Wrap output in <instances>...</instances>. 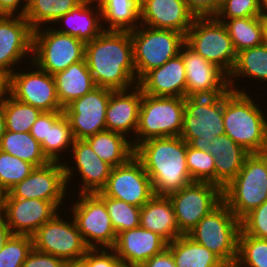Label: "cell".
I'll list each match as a JSON object with an SVG mask.
<instances>
[{
  "instance_id": "cell-1",
  "label": "cell",
  "mask_w": 267,
  "mask_h": 267,
  "mask_svg": "<svg viewBox=\"0 0 267 267\" xmlns=\"http://www.w3.org/2000/svg\"><path fill=\"white\" fill-rule=\"evenodd\" d=\"M85 60L98 87L116 91L137 85L130 31L104 30L86 43Z\"/></svg>"
},
{
  "instance_id": "cell-2",
  "label": "cell",
  "mask_w": 267,
  "mask_h": 267,
  "mask_svg": "<svg viewBox=\"0 0 267 267\" xmlns=\"http://www.w3.org/2000/svg\"><path fill=\"white\" fill-rule=\"evenodd\" d=\"M187 142L180 136L147 139L135 147L155 195H168L194 182L186 163Z\"/></svg>"
},
{
  "instance_id": "cell-3",
  "label": "cell",
  "mask_w": 267,
  "mask_h": 267,
  "mask_svg": "<svg viewBox=\"0 0 267 267\" xmlns=\"http://www.w3.org/2000/svg\"><path fill=\"white\" fill-rule=\"evenodd\" d=\"M247 92L223 94L225 134L249 153L267 152V115Z\"/></svg>"
},
{
  "instance_id": "cell-4",
  "label": "cell",
  "mask_w": 267,
  "mask_h": 267,
  "mask_svg": "<svg viewBox=\"0 0 267 267\" xmlns=\"http://www.w3.org/2000/svg\"><path fill=\"white\" fill-rule=\"evenodd\" d=\"M223 202L241 220L267 200V152L249 153L236 177L222 189Z\"/></svg>"
},
{
  "instance_id": "cell-5",
  "label": "cell",
  "mask_w": 267,
  "mask_h": 267,
  "mask_svg": "<svg viewBox=\"0 0 267 267\" xmlns=\"http://www.w3.org/2000/svg\"><path fill=\"white\" fill-rule=\"evenodd\" d=\"M240 231L241 220L222 201L187 235L217 255L228 267H234Z\"/></svg>"
},
{
  "instance_id": "cell-6",
  "label": "cell",
  "mask_w": 267,
  "mask_h": 267,
  "mask_svg": "<svg viewBox=\"0 0 267 267\" xmlns=\"http://www.w3.org/2000/svg\"><path fill=\"white\" fill-rule=\"evenodd\" d=\"M225 134L223 94L185 97L180 137L192 148L206 150L213 140Z\"/></svg>"
},
{
  "instance_id": "cell-7",
  "label": "cell",
  "mask_w": 267,
  "mask_h": 267,
  "mask_svg": "<svg viewBox=\"0 0 267 267\" xmlns=\"http://www.w3.org/2000/svg\"><path fill=\"white\" fill-rule=\"evenodd\" d=\"M184 110V97L142 93L136 137L131 139L133 147L151 138L180 136Z\"/></svg>"
},
{
  "instance_id": "cell-8",
  "label": "cell",
  "mask_w": 267,
  "mask_h": 267,
  "mask_svg": "<svg viewBox=\"0 0 267 267\" xmlns=\"http://www.w3.org/2000/svg\"><path fill=\"white\" fill-rule=\"evenodd\" d=\"M139 25L130 31L137 82L147 72L179 55L185 44V35L182 33Z\"/></svg>"
},
{
  "instance_id": "cell-9",
  "label": "cell",
  "mask_w": 267,
  "mask_h": 267,
  "mask_svg": "<svg viewBox=\"0 0 267 267\" xmlns=\"http://www.w3.org/2000/svg\"><path fill=\"white\" fill-rule=\"evenodd\" d=\"M185 43L227 75L233 70L237 53L226 26L215 17H195Z\"/></svg>"
},
{
  "instance_id": "cell-10",
  "label": "cell",
  "mask_w": 267,
  "mask_h": 267,
  "mask_svg": "<svg viewBox=\"0 0 267 267\" xmlns=\"http://www.w3.org/2000/svg\"><path fill=\"white\" fill-rule=\"evenodd\" d=\"M33 31L31 61L40 69L55 75L71 64L85 60L86 43L55 28Z\"/></svg>"
},
{
  "instance_id": "cell-11",
  "label": "cell",
  "mask_w": 267,
  "mask_h": 267,
  "mask_svg": "<svg viewBox=\"0 0 267 267\" xmlns=\"http://www.w3.org/2000/svg\"><path fill=\"white\" fill-rule=\"evenodd\" d=\"M73 168L74 166L71 168L65 161L49 162L44 166L35 167L28 177L9 189L4 198L51 201L60 210L59 206L63 205L68 192L66 186L71 183L69 181L75 171Z\"/></svg>"
},
{
  "instance_id": "cell-12",
  "label": "cell",
  "mask_w": 267,
  "mask_h": 267,
  "mask_svg": "<svg viewBox=\"0 0 267 267\" xmlns=\"http://www.w3.org/2000/svg\"><path fill=\"white\" fill-rule=\"evenodd\" d=\"M172 203L179 231L187 235L222 201V188L211 182L194 181L167 195Z\"/></svg>"
},
{
  "instance_id": "cell-13",
  "label": "cell",
  "mask_w": 267,
  "mask_h": 267,
  "mask_svg": "<svg viewBox=\"0 0 267 267\" xmlns=\"http://www.w3.org/2000/svg\"><path fill=\"white\" fill-rule=\"evenodd\" d=\"M78 195V201H75L70 208L84 242L90 249L113 248L117 234L105 203L95 193H78Z\"/></svg>"
},
{
  "instance_id": "cell-14",
  "label": "cell",
  "mask_w": 267,
  "mask_h": 267,
  "mask_svg": "<svg viewBox=\"0 0 267 267\" xmlns=\"http://www.w3.org/2000/svg\"><path fill=\"white\" fill-rule=\"evenodd\" d=\"M60 214L43 224L33 235V247L64 261L79 260L90 249L74 219L67 222Z\"/></svg>"
},
{
  "instance_id": "cell-15",
  "label": "cell",
  "mask_w": 267,
  "mask_h": 267,
  "mask_svg": "<svg viewBox=\"0 0 267 267\" xmlns=\"http://www.w3.org/2000/svg\"><path fill=\"white\" fill-rule=\"evenodd\" d=\"M100 192L140 208L155 195L151 179L135 156L111 169L107 183Z\"/></svg>"
},
{
  "instance_id": "cell-16",
  "label": "cell",
  "mask_w": 267,
  "mask_h": 267,
  "mask_svg": "<svg viewBox=\"0 0 267 267\" xmlns=\"http://www.w3.org/2000/svg\"><path fill=\"white\" fill-rule=\"evenodd\" d=\"M30 62L36 67L34 71L11 74L10 95L41 112L64 111L59 103L54 75Z\"/></svg>"
},
{
  "instance_id": "cell-17",
  "label": "cell",
  "mask_w": 267,
  "mask_h": 267,
  "mask_svg": "<svg viewBox=\"0 0 267 267\" xmlns=\"http://www.w3.org/2000/svg\"><path fill=\"white\" fill-rule=\"evenodd\" d=\"M111 90L96 86L65 109L74 139H86L106 130V109Z\"/></svg>"
},
{
  "instance_id": "cell-18",
  "label": "cell",
  "mask_w": 267,
  "mask_h": 267,
  "mask_svg": "<svg viewBox=\"0 0 267 267\" xmlns=\"http://www.w3.org/2000/svg\"><path fill=\"white\" fill-rule=\"evenodd\" d=\"M180 55L186 71L185 97L215 96L230 90L228 75L186 43L181 47Z\"/></svg>"
},
{
  "instance_id": "cell-19",
  "label": "cell",
  "mask_w": 267,
  "mask_h": 267,
  "mask_svg": "<svg viewBox=\"0 0 267 267\" xmlns=\"http://www.w3.org/2000/svg\"><path fill=\"white\" fill-rule=\"evenodd\" d=\"M58 211L59 209L51 201L4 198L1 212L12 234L32 236Z\"/></svg>"
},
{
  "instance_id": "cell-20",
  "label": "cell",
  "mask_w": 267,
  "mask_h": 267,
  "mask_svg": "<svg viewBox=\"0 0 267 267\" xmlns=\"http://www.w3.org/2000/svg\"><path fill=\"white\" fill-rule=\"evenodd\" d=\"M32 46L33 29L24 16L0 15L1 69L12 74L16 70L13 67L18 66L21 59H26V55L32 56Z\"/></svg>"
},
{
  "instance_id": "cell-21",
  "label": "cell",
  "mask_w": 267,
  "mask_h": 267,
  "mask_svg": "<svg viewBox=\"0 0 267 267\" xmlns=\"http://www.w3.org/2000/svg\"><path fill=\"white\" fill-rule=\"evenodd\" d=\"M195 16L185 0H140V24L186 36Z\"/></svg>"
},
{
  "instance_id": "cell-22",
  "label": "cell",
  "mask_w": 267,
  "mask_h": 267,
  "mask_svg": "<svg viewBox=\"0 0 267 267\" xmlns=\"http://www.w3.org/2000/svg\"><path fill=\"white\" fill-rule=\"evenodd\" d=\"M165 248L167 242L162 237L139 226L120 232L112 249L124 267H140Z\"/></svg>"
},
{
  "instance_id": "cell-23",
  "label": "cell",
  "mask_w": 267,
  "mask_h": 267,
  "mask_svg": "<svg viewBox=\"0 0 267 267\" xmlns=\"http://www.w3.org/2000/svg\"><path fill=\"white\" fill-rule=\"evenodd\" d=\"M142 93L150 96L184 97L186 71L179 54L162 66L147 72L138 82Z\"/></svg>"
},
{
  "instance_id": "cell-24",
  "label": "cell",
  "mask_w": 267,
  "mask_h": 267,
  "mask_svg": "<svg viewBox=\"0 0 267 267\" xmlns=\"http://www.w3.org/2000/svg\"><path fill=\"white\" fill-rule=\"evenodd\" d=\"M141 100L142 90L138 85L134 86L132 90H111L106 109V130L117 132L124 136L131 132L135 135Z\"/></svg>"
},
{
  "instance_id": "cell-25",
  "label": "cell",
  "mask_w": 267,
  "mask_h": 267,
  "mask_svg": "<svg viewBox=\"0 0 267 267\" xmlns=\"http://www.w3.org/2000/svg\"><path fill=\"white\" fill-rule=\"evenodd\" d=\"M76 172L83 182L78 193H97L106 185L112 167L101 160L84 139H75L71 147Z\"/></svg>"
},
{
  "instance_id": "cell-26",
  "label": "cell",
  "mask_w": 267,
  "mask_h": 267,
  "mask_svg": "<svg viewBox=\"0 0 267 267\" xmlns=\"http://www.w3.org/2000/svg\"><path fill=\"white\" fill-rule=\"evenodd\" d=\"M100 21L102 22V14L98 2L96 0H83L78 6L56 21L57 24L64 22L68 27L65 25V28L61 26L62 29H55L87 43L104 31L105 24Z\"/></svg>"
},
{
  "instance_id": "cell-27",
  "label": "cell",
  "mask_w": 267,
  "mask_h": 267,
  "mask_svg": "<svg viewBox=\"0 0 267 267\" xmlns=\"http://www.w3.org/2000/svg\"><path fill=\"white\" fill-rule=\"evenodd\" d=\"M140 227L158 234L167 243L183 235L177 226L172 203L166 195H154L141 207Z\"/></svg>"
},
{
  "instance_id": "cell-28",
  "label": "cell",
  "mask_w": 267,
  "mask_h": 267,
  "mask_svg": "<svg viewBox=\"0 0 267 267\" xmlns=\"http://www.w3.org/2000/svg\"><path fill=\"white\" fill-rule=\"evenodd\" d=\"M205 151L214 156L215 184L222 189L236 177L249 154L226 134L215 138Z\"/></svg>"
},
{
  "instance_id": "cell-29",
  "label": "cell",
  "mask_w": 267,
  "mask_h": 267,
  "mask_svg": "<svg viewBox=\"0 0 267 267\" xmlns=\"http://www.w3.org/2000/svg\"><path fill=\"white\" fill-rule=\"evenodd\" d=\"M59 103L65 109L70 103L96 87L86 60L71 64L54 75Z\"/></svg>"
},
{
  "instance_id": "cell-30",
  "label": "cell",
  "mask_w": 267,
  "mask_h": 267,
  "mask_svg": "<svg viewBox=\"0 0 267 267\" xmlns=\"http://www.w3.org/2000/svg\"><path fill=\"white\" fill-rule=\"evenodd\" d=\"M84 140L99 158L112 168L127 163L135 153L132 141L117 132L103 130Z\"/></svg>"
},
{
  "instance_id": "cell-31",
  "label": "cell",
  "mask_w": 267,
  "mask_h": 267,
  "mask_svg": "<svg viewBox=\"0 0 267 267\" xmlns=\"http://www.w3.org/2000/svg\"><path fill=\"white\" fill-rule=\"evenodd\" d=\"M176 267H228L217 255L188 235H181L167 243Z\"/></svg>"
},
{
  "instance_id": "cell-32",
  "label": "cell",
  "mask_w": 267,
  "mask_h": 267,
  "mask_svg": "<svg viewBox=\"0 0 267 267\" xmlns=\"http://www.w3.org/2000/svg\"><path fill=\"white\" fill-rule=\"evenodd\" d=\"M96 1L101 9L102 22L108 24L104 30L132 31L139 26L140 0Z\"/></svg>"
},
{
  "instance_id": "cell-33",
  "label": "cell",
  "mask_w": 267,
  "mask_h": 267,
  "mask_svg": "<svg viewBox=\"0 0 267 267\" xmlns=\"http://www.w3.org/2000/svg\"><path fill=\"white\" fill-rule=\"evenodd\" d=\"M247 77L253 80L267 81V44L248 48L237 53L236 62L233 70L228 75L229 88L236 92H246L240 88L234 87L235 78ZM233 78V79H232ZM253 78V79H252ZM235 80V81H234ZM235 82V83H234Z\"/></svg>"
},
{
  "instance_id": "cell-34",
  "label": "cell",
  "mask_w": 267,
  "mask_h": 267,
  "mask_svg": "<svg viewBox=\"0 0 267 267\" xmlns=\"http://www.w3.org/2000/svg\"><path fill=\"white\" fill-rule=\"evenodd\" d=\"M71 125L64 111L48 112L47 139L41 143L44 155L50 162L61 161V152L68 151L74 142ZM64 150V151H63Z\"/></svg>"
},
{
  "instance_id": "cell-35",
  "label": "cell",
  "mask_w": 267,
  "mask_h": 267,
  "mask_svg": "<svg viewBox=\"0 0 267 267\" xmlns=\"http://www.w3.org/2000/svg\"><path fill=\"white\" fill-rule=\"evenodd\" d=\"M0 150L27 161L35 167H41L50 162L44 155L41 144L30 132L6 130L1 138Z\"/></svg>"
},
{
  "instance_id": "cell-36",
  "label": "cell",
  "mask_w": 267,
  "mask_h": 267,
  "mask_svg": "<svg viewBox=\"0 0 267 267\" xmlns=\"http://www.w3.org/2000/svg\"><path fill=\"white\" fill-rule=\"evenodd\" d=\"M83 0H28L25 19L34 30L45 24L55 23ZM44 24V25H43Z\"/></svg>"
},
{
  "instance_id": "cell-37",
  "label": "cell",
  "mask_w": 267,
  "mask_h": 267,
  "mask_svg": "<svg viewBox=\"0 0 267 267\" xmlns=\"http://www.w3.org/2000/svg\"><path fill=\"white\" fill-rule=\"evenodd\" d=\"M219 21L226 26L236 53L264 43L261 16Z\"/></svg>"
},
{
  "instance_id": "cell-38",
  "label": "cell",
  "mask_w": 267,
  "mask_h": 267,
  "mask_svg": "<svg viewBox=\"0 0 267 267\" xmlns=\"http://www.w3.org/2000/svg\"><path fill=\"white\" fill-rule=\"evenodd\" d=\"M5 115L6 130L13 132H30L32 125L41 111L31 105L22 103L11 95L1 103Z\"/></svg>"
},
{
  "instance_id": "cell-39",
  "label": "cell",
  "mask_w": 267,
  "mask_h": 267,
  "mask_svg": "<svg viewBox=\"0 0 267 267\" xmlns=\"http://www.w3.org/2000/svg\"><path fill=\"white\" fill-rule=\"evenodd\" d=\"M95 194L105 203L112 226L117 235L125 230L140 226V207L104 196L101 192Z\"/></svg>"
},
{
  "instance_id": "cell-40",
  "label": "cell",
  "mask_w": 267,
  "mask_h": 267,
  "mask_svg": "<svg viewBox=\"0 0 267 267\" xmlns=\"http://www.w3.org/2000/svg\"><path fill=\"white\" fill-rule=\"evenodd\" d=\"M234 267H267V239L246 235L241 230Z\"/></svg>"
},
{
  "instance_id": "cell-41",
  "label": "cell",
  "mask_w": 267,
  "mask_h": 267,
  "mask_svg": "<svg viewBox=\"0 0 267 267\" xmlns=\"http://www.w3.org/2000/svg\"><path fill=\"white\" fill-rule=\"evenodd\" d=\"M34 169L33 164L0 150V187L5 192L28 177Z\"/></svg>"
},
{
  "instance_id": "cell-42",
  "label": "cell",
  "mask_w": 267,
  "mask_h": 267,
  "mask_svg": "<svg viewBox=\"0 0 267 267\" xmlns=\"http://www.w3.org/2000/svg\"><path fill=\"white\" fill-rule=\"evenodd\" d=\"M215 159L204 150L192 148L187 143L186 163L193 181L211 182L215 184Z\"/></svg>"
},
{
  "instance_id": "cell-43",
  "label": "cell",
  "mask_w": 267,
  "mask_h": 267,
  "mask_svg": "<svg viewBox=\"0 0 267 267\" xmlns=\"http://www.w3.org/2000/svg\"><path fill=\"white\" fill-rule=\"evenodd\" d=\"M32 248V236L12 234L0 251V267H22Z\"/></svg>"
},
{
  "instance_id": "cell-44",
  "label": "cell",
  "mask_w": 267,
  "mask_h": 267,
  "mask_svg": "<svg viewBox=\"0 0 267 267\" xmlns=\"http://www.w3.org/2000/svg\"><path fill=\"white\" fill-rule=\"evenodd\" d=\"M261 16L260 0H221L217 20Z\"/></svg>"
},
{
  "instance_id": "cell-45",
  "label": "cell",
  "mask_w": 267,
  "mask_h": 267,
  "mask_svg": "<svg viewBox=\"0 0 267 267\" xmlns=\"http://www.w3.org/2000/svg\"><path fill=\"white\" fill-rule=\"evenodd\" d=\"M241 230L246 235L267 239V200L241 219Z\"/></svg>"
},
{
  "instance_id": "cell-46",
  "label": "cell",
  "mask_w": 267,
  "mask_h": 267,
  "mask_svg": "<svg viewBox=\"0 0 267 267\" xmlns=\"http://www.w3.org/2000/svg\"><path fill=\"white\" fill-rule=\"evenodd\" d=\"M81 260L86 267H124L112 248L89 249Z\"/></svg>"
},
{
  "instance_id": "cell-47",
  "label": "cell",
  "mask_w": 267,
  "mask_h": 267,
  "mask_svg": "<svg viewBox=\"0 0 267 267\" xmlns=\"http://www.w3.org/2000/svg\"><path fill=\"white\" fill-rule=\"evenodd\" d=\"M64 262L61 258L41 252L33 247L22 267H63Z\"/></svg>"
},
{
  "instance_id": "cell-48",
  "label": "cell",
  "mask_w": 267,
  "mask_h": 267,
  "mask_svg": "<svg viewBox=\"0 0 267 267\" xmlns=\"http://www.w3.org/2000/svg\"><path fill=\"white\" fill-rule=\"evenodd\" d=\"M189 11L195 17H214L221 0H185Z\"/></svg>"
},
{
  "instance_id": "cell-49",
  "label": "cell",
  "mask_w": 267,
  "mask_h": 267,
  "mask_svg": "<svg viewBox=\"0 0 267 267\" xmlns=\"http://www.w3.org/2000/svg\"><path fill=\"white\" fill-rule=\"evenodd\" d=\"M140 267H176L174 257L168 248L149 258Z\"/></svg>"
},
{
  "instance_id": "cell-50",
  "label": "cell",
  "mask_w": 267,
  "mask_h": 267,
  "mask_svg": "<svg viewBox=\"0 0 267 267\" xmlns=\"http://www.w3.org/2000/svg\"><path fill=\"white\" fill-rule=\"evenodd\" d=\"M24 2L25 4L22 5ZM27 5L28 0H0V15L15 16L16 11L21 7L16 15L24 16Z\"/></svg>"
},
{
  "instance_id": "cell-51",
  "label": "cell",
  "mask_w": 267,
  "mask_h": 267,
  "mask_svg": "<svg viewBox=\"0 0 267 267\" xmlns=\"http://www.w3.org/2000/svg\"><path fill=\"white\" fill-rule=\"evenodd\" d=\"M48 133V112H41L35 123L32 125L30 134L41 144L47 139Z\"/></svg>"
},
{
  "instance_id": "cell-52",
  "label": "cell",
  "mask_w": 267,
  "mask_h": 267,
  "mask_svg": "<svg viewBox=\"0 0 267 267\" xmlns=\"http://www.w3.org/2000/svg\"><path fill=\"white\" fill-rule=\"evenodd\" d=\"M11 74L0 68V103L10 95Z\"/></svg>"
},
{
  "instance_id": "cell-53",
  "label": "cell",
  "mask_w": 267,
  "mask_h": 267,
  "mask_svg": "<svg viewBox=\"0 0 267 267\" xmlns=\"http://www.w3.org/2000/svg\"><path fill=\"white\" fill-rule=\"evenodd\" d=\"M12 235L11 230L9 229L8 225L6 224L5 218L0 212V251L4 247L7 240Z\"/></svg>"
},
{
  "instance_id": "cell-54",
  "label": "cell",
  "mask_w": 267,
  "mask_h": 267,
  "mask_svg": "<svg viewBox=\"0 0 267 267\" xmlns=\"http://www.w3.org/2000/svg\"><path fill=\"white\" fill-rule=\"evenodd\" d=\"M5 131H6L5 115L3 112V107L0 104V142H1V138L4 135Z\"/></svg>"
},
{
  "instance_id": "cell-55",
  "label": "cell",
  "mask_w": 267,
  "mask_h": 267,
  "mask_svg": "<svg viewBox=\"0 0 267 267\" xmlns=\"http://www.w3.org/2000/svg\"><path fill=\"white\" fill-rule=\"evenodd\" d=\"M63 267H86V266L85 263L81 259H79V260L65 261Z\"/></svg>"
},
{
  "instance_id": "cell-56",
  "label": "cell",
  "mask_w": 267,
  "mask_h": 267,
  "mask_svg": "<svg viewBox=\"0 0 267 267\" xmlns=\"http://www.w3.org/2000/svg\"><path fill=\"white\" fill-rule=\"evenodd\" d=\"M261 23L263 26L264 43L267 44V16H261Z\"/></svg>"
},
{
  "instance_id": "cell-57",
  "label": "cell",
  "mask_w": 267,
  "mask_h": 267,
  "mask_svg": "<svg viewBox=\"0 0 267 267\" xmlns=\"http://www.w3.org/2000/svg\"><path fill=\"white\" fill-rule=\"evenodd\" d=\"M261 16H267V0H260Z\"/></svg>"
},
{
  "instance_id": "cell-58",
  "label": "cell",
  "mask_w": 267,
  "mask_h": 267,
  "mask_svg": "<svg viewBox=\"0 0 267 267\" xmlns=\"http://www.w3.org/2000/svg\"><path fill=\"white\" fill-rule=\"evenodd\" d=\"M5 193L6 192L0 187V212L2 211Z\"/></svg>"
}]
</instances>
